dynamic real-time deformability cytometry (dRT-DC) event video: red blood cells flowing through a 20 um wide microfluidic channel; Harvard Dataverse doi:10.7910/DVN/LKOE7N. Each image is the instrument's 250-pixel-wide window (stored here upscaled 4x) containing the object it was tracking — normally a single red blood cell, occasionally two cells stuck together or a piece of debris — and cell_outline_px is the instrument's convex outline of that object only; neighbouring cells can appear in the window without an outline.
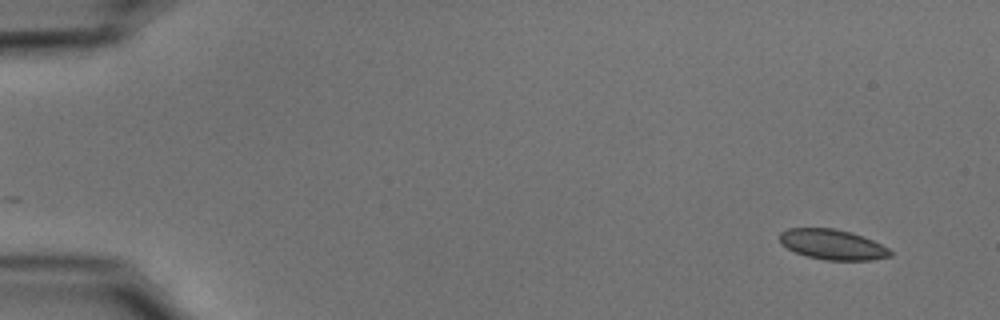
{"species": "common noctule bat (a hibernating species)", "species_latin": "Nyctalus noctula", "temperature_condition": "cold", "stored_images_in_passage": 15, "camera_frame_rate_fps": 3000, "um_per_image_px": 0.085, "animal": {"sex": "male", "body_mass_g": 15.6}, "frame": {"image": 1, "passage_image": 3, "time_ms": 0.667, "image_size_px": [1000, 320], "cell_outline_px": [[892, 256], [872, 260], [824, 260], [808, 256], [796, 252], [780, 244], [780, 232], [788, 228], [832, 228], [852, 232], [872, 240], [888, 248], [892, 252]], "centroid_in_image_um": [70.76, 20.78], "position_along_channel_um": 14.2, "area_um2": 19.42}}